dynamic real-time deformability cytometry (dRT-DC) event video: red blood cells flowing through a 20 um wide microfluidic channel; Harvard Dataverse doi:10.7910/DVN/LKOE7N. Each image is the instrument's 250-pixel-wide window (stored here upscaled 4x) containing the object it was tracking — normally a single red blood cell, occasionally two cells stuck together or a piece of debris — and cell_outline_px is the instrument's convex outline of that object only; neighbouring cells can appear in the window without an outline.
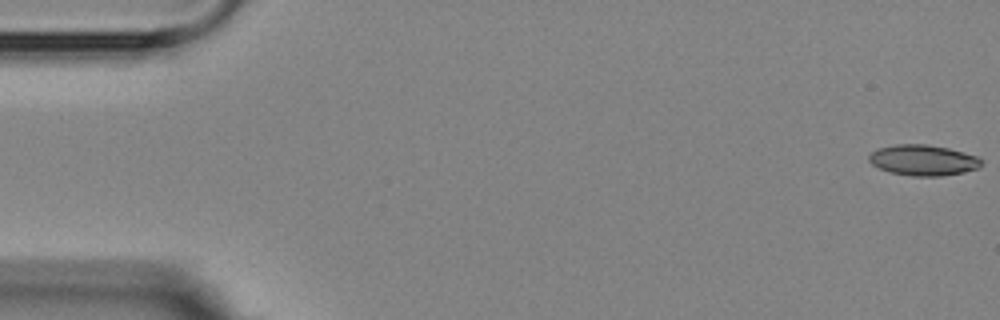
{"species": "Egyptian fruit bat (a non-hibernating species)", "species_latin": "Rousettus aegyptiacus", "temperature_condition": "room temperature", "stored_images_in_passage": 2, "camera_frame_rate_fps": 3000, "um_per_image_px": 0.085, "animal": {"sex": "female"}, "frame": {"image": 1, "passage_image": 1, "time_ms": 0.0, "image_size_px": [1000, 320], "cell_outline_px": [[984, 164], [980, 168], [964, 172], [944, 176], [912, 176], [888, 172], [872, 164], [868, 160], [868, 156], [876, 148], [896, 144], [924, 144], [948, 148], [976, 156], [984, 160]], "centroid_in_image_um": [78.48, 13.62], "position_along_channel_um": 6.5, "area_um2": 20.35}}